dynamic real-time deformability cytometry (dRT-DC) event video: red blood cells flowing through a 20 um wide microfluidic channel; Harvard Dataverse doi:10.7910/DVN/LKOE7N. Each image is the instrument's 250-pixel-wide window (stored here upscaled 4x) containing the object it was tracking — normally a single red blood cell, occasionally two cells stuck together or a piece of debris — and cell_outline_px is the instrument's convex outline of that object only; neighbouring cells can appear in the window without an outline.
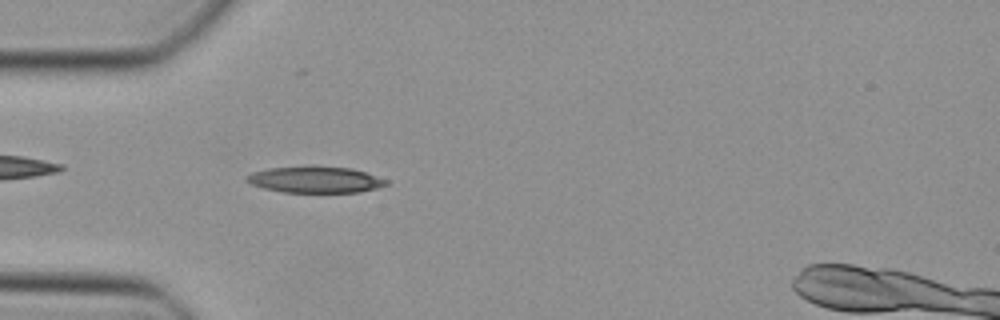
{"species": "Egyptian fruit bat (a non-hibernating species)", "species_latin": "Rousettus aegyptiacus", "temperature_condition": "cold", "stored_images_in_passage": 37, "camera_frame_rate_fps": 3000, "um_per_image_px": 0.085, "animal": {"sex": "female"}, "frame": {"image": 1, "passage_image": 3, "time_ms": 0.667, "image_size_px": [1000, 320], "cell_outline_px": [[388, 184], [376, 188], [360, 192], [284, 192], [264, 188], [252, 184], [244, 180], [244, 176], [252, 172], [268, 168], [352, 168], [388, 180]], "centroid_in_image_um": [26.78, 15.3], "position_along_channel_um": 58.2, "area_um2": 20.69}}
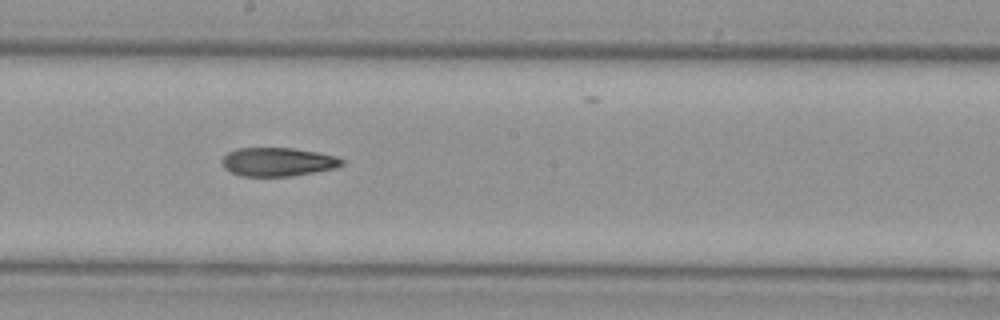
{"frame": {"image": 2, "passage_image": 15, "time_ms": 4.667, "image_size_px": [1000, 320], "cell_outline_px": [[344, 164], [336, 168], [288, 176], [240, 176], [224, 168], [220, 160], [228, 152], [236, 148], [292, 148], [316, 152], [336, 156], [344, 160]], "centroid_in_image_um": [23.59, 13.75], "position_along_channel_um": 224.6, "area_um2": 19.94}}
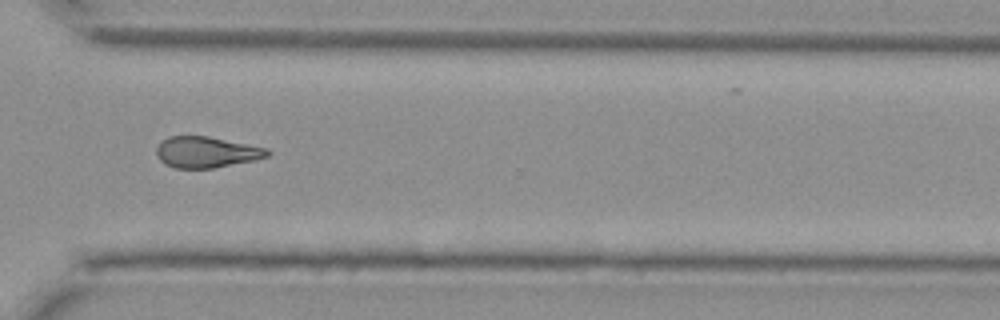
{"frame": {"image": 3, "passage_image": 24, "time_ms": 7.667, "image_size_px": [1000, 320], "cell_outline_px": [[272, 152], [268, 156], [252, 160], [212, 168], [176, 168], [164, 164], [156, 156], [156, 148], [168, 136], [208, 136], [268, 148]], "centroid_in_image_um": [17.53, 12.93], "position_along_channel_um": 353.1, "area_um2": 19.94}}